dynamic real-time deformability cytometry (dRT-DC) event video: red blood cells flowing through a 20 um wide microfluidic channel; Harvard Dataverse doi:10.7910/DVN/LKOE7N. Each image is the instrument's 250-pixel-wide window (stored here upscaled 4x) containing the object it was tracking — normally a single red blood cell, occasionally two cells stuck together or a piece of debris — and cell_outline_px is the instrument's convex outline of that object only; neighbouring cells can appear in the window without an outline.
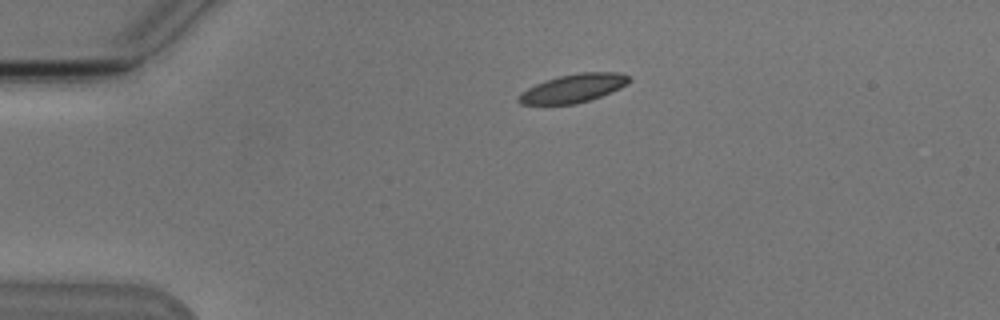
{"species": "Egyptian fruit bat (a non-hibernating species)", "species_latin": "Rousettus aegyptiacus", "temperature_condition": "cold", "stored_images_in_passage": 44, "camera_frame_rate_fps": 3000, "um_per_image_px": 0.085, "animal": {"sex": "male"}, "frame": {"image": 1, "passage_image": 2, "time_ms": 0.333, "image_size_px": [1000, 320], "cell_outline_px": [[632, 80], [620, 88], [600, 96], [576, 104], [520, 104], [516, 100], [516, 96], [520, 92], [544, 80], [560, 76], [580, 72], [616, 72], [628, 76]], "centroid_in_image_um": [48.68, 7.5], "position_along_channel_um": 36.3, "area_um2": 18.21}}
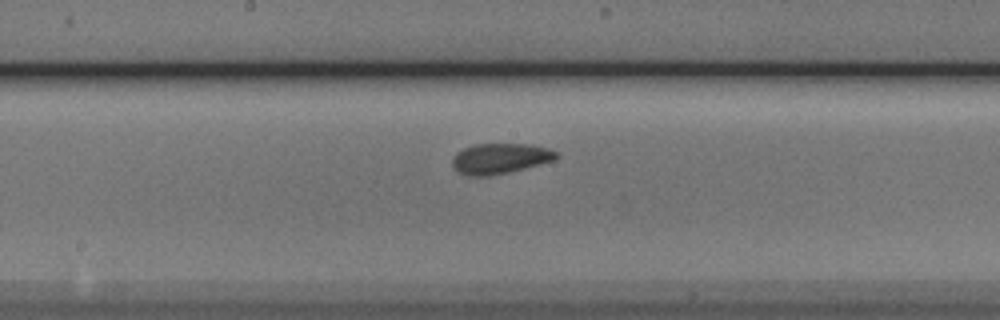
{"frame": {"image": 2, "passage_image": 19, "time_ms": 6.0, "image_size_px": [1000, 320], "cell_outline_px": [[560, 156], [552, 160], [488, 176], [468, 176], [460, 172], [452, 164], [452, 156], [456, 152], [464, 148], [476, 144], [532, 144], [548, 148], [556, 152]], "centroid_in_image_um": [42.46, 13.45], "position_along_channel_um": 205.7, "area_um2": 17.98}}
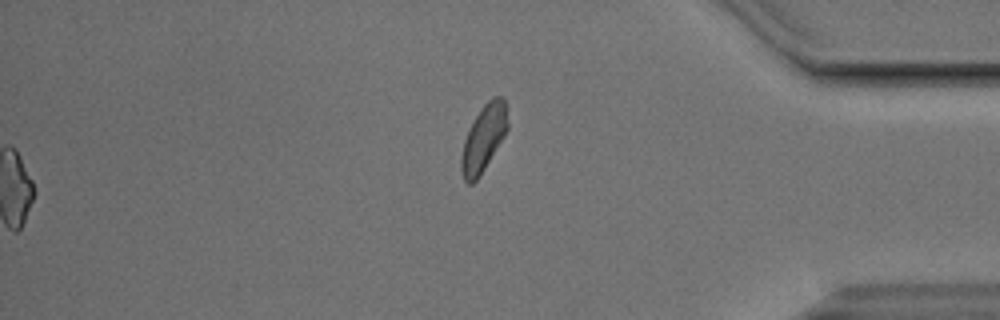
{"frame": {"image": 3, "passage_image": 36, "time_ms": 11.667, "image_size_px": [1000, 320], "cell_outline_px": [[508, 128], [504, 136], [480, 176], [472, 184], [468, 184], [464, 180], [460, 168], [460, 156], [464, 140], [476, 116], [484, 104], [492, 96], [500, 96], [504, 100], [508, 124]], "centroid_in_image_um": [41.09, 11.78], "position_along_channel_um": 394.1, "area_um2": 17.74}, "authors_computed_cell_mechanics": {"area_um2": 18.0914, "velocity_mm_per_s": 3.7662, "shape_relaxation_time_tau1_ms": 4.2038, "shape_relaxation_time_tau2_ms": 2.9034, "deformation_change_tau1": 0.0979, "deformation_change_tau2": 0.0758}}